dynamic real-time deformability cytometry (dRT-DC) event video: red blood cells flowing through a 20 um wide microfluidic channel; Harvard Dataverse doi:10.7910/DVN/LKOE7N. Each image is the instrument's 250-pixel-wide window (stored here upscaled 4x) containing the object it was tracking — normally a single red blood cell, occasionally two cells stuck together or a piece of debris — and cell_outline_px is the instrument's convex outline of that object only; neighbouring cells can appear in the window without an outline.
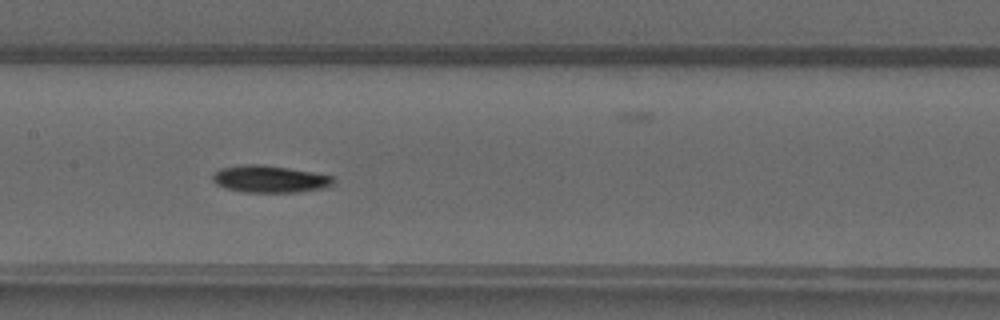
{"species": "common noctule bat (a hibernating species)", "species_latin": "Nyctalus noctula", "temperature_condition": "warm", "stored_images_in_passage": 31, "camera_frame_rate_fps": 3000, "um_per_image_px": 0.085, "animal": {"sex": "male", "forearm_length_mm": 52.5}, "frame": {"image": 1, "passage_image": 11, "time_ms": 3.333, "image_size_px": [1000, 320], "cell_outline_px": [[336, 180], [332, 184], [324, 188], [296, 192], [244, 192], [224, 188], [216, 184], [212, 180], [212, 176], [220, 168], [248, 164], [256, 164], [288, 168], [312, 172], [332, 176]], "centroid_in_image_um": [22.92, 15.22], "position_along_channel_um": 184.5, "area_um2": 18.9}}
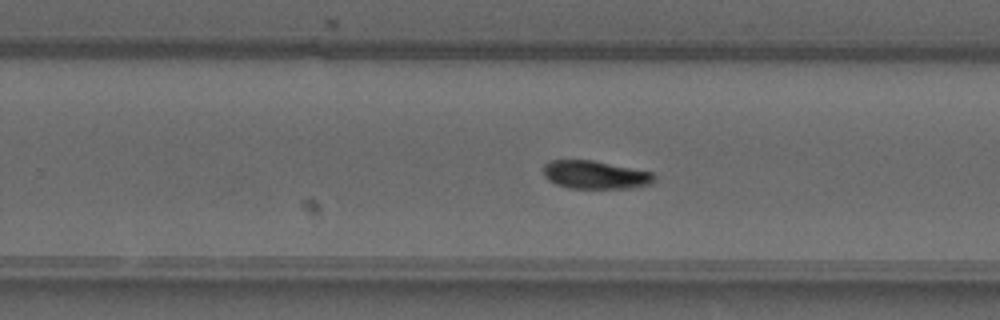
{"frame": {"image": 2, "passage_image": 18, "time_ms": 5.667, "image_size_px": [1000, 320], "cell_outline_px": [[656, 180], [652, 184], [632, 188], [568, 188], [556, 184], [548, 180], [544, 176], [544, 164], [552, 160], [592, 160], [652, 172], [656, 176]], "centroid_in_image_um": [50.62, 14.87], "position_along_channel_um": 279.2, "area_um2": 18.26}}
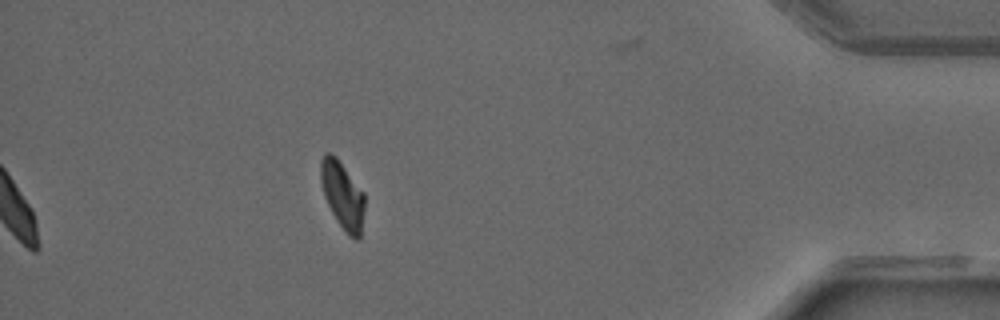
{"frame": {"image": 3, "passage_image": 31, "time_ms": 10.0, "image_size_px": [1000, 320], "cell_outline_px": [[364, 208], [360, 240], [356, 240], [348, 236], [336, 220], [324, 196], [320, 180], [320, 160], [324, 152], [332, 152], [336, 156], [364, 192]], "centroid_in_image_um": [29.1, 16.57], "position_along_channel_um": 406.1, "area_um2": 17.46}, "authors_computed_cell_mechanics": {"area_um2": 18.5538, "velocity_mm_per_s": 4.0911, "shape_relaxation_time_tau1_ms": 9.0413, "shape_relaxation_time_tau2_ms": null, "deformation_change_tau1": 0.2263, "deformation_change_tau2": null}}